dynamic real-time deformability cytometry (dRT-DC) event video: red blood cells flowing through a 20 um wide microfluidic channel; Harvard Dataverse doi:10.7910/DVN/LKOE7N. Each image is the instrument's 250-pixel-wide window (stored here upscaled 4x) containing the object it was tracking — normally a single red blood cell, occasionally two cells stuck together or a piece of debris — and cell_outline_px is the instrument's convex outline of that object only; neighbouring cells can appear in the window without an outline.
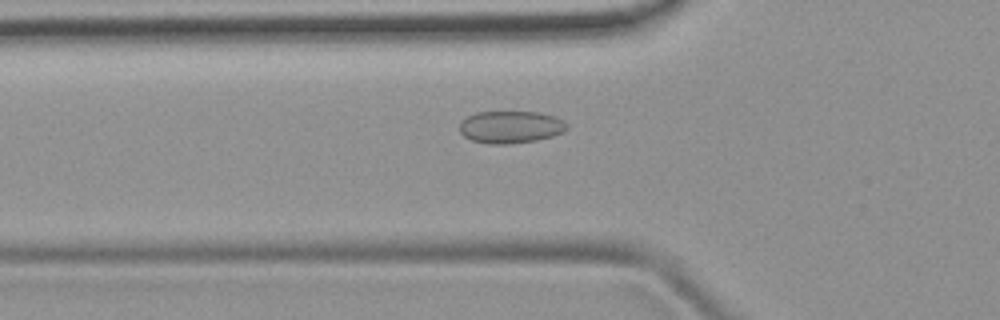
{"species": "common noctule bat (a hibernating species)", "species_latin": "Nyctalus noctula", "temperature_condition": "room temperature", "stored_images_in_passage": 51, "camera_frame_rate_fps": 3000, "um_per_image_px": 0.085, "animal": {"sex": "female", "body_mass_g": 19.9}, "frame": {"image": 1, "passage_image": 18, "time_ms": 5.667, "image_size_px": [1000, 320], "cell_outline_px": [[568, 128], [564, 132], [552, 136], [536, 140], [508, 144], [488, 144], [472, 140], [464, 136], [460, 132], [460, 120], [476, 112], [540, 112], [556, 116], [564, 120], [568, 124]], "centroid_in_image_um": [43.42, 10.79], "position_along_channel_um": 82.4, "area_um2": 20.4}}
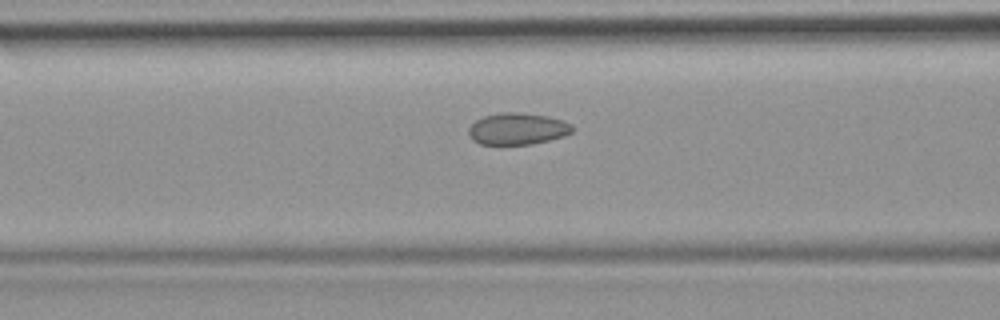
{"frame": {"image": 2, "passage_image": 21, "time_ms": 6.667, "image_size_px": [1000, 320], "cell_outline_px": [[576, 128], [572, 132], [564, 136], [532, 144], [480, 144], [472, 140], [468, 136], [468, 128], [476, 120], [484, 116], [504, 112], [516, 112], [548, 116], [572, 124]], "centroid_in_image_um": [43.98, 10.95], "position_along_channel_um": 122.6, "area_um2": 19.19}}
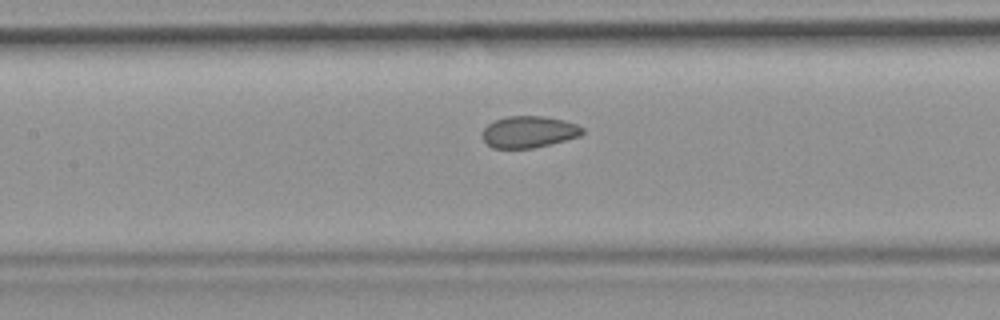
{"frame": {"image": 3, "passage_image": 24, "time_ms": 7.667, "image_size_px": [1000, 320], "cell_outline_px": [[584, 132], [580, 136], [552, 144], [532, 148], [492, 148], [484, 140], [484, 128], [488, 124], [496, 120], [508, 116], [544, 116], [564, 120], [576, 124], [584, 128]], "centroid_in_image_um": [45.0, 11.21], "position_along_channel_um": 162.4, "area_um2": 18.38}, "authors_computed_cell_mechanics": {"area_um2": 19.652, "velocity_mm_per_s": 3.9738, "shape_relaxation_time_tau1_ms": null, "shape_relaxation_time_tau2_ms": 1.1233, "deformation_change_tau1": null, "deformation_change_tau2": 0.0397}}